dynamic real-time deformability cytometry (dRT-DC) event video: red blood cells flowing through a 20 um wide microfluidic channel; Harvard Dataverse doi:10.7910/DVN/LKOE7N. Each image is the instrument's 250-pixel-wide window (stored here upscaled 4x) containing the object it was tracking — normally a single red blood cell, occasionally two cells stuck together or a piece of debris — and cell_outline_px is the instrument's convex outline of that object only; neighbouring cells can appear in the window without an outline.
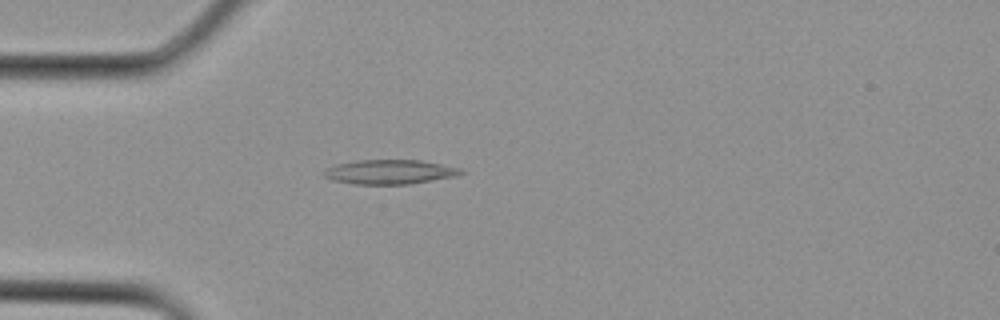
{"species": "Egyptian fruit bat (a non-hibernating species)", "species_latin": "Rousettus aegyptiacus", "temperature_condition": "cold", "stored_images_in_passage": 23, "camera_frame_rate_fps": 3000, "um_per_image_px": 0.085, "animal": {"sex": "female"}, "frame": {"image": 1, "passage_image": 1, "time_ms": 0.0, "image_size_px": [1000, 320], "cell_outline_px": [[464, 172], [456, 176], [408, 184], [356, 184], [332, 180], [324, 176], [324, 172], [328, 168], [336, 164], [356, 160], [420, 160], [460, 168]], "centroid_in_image_um": [33.12, 14.61], "position_along_channel_um": 51.9, "area_um2": 19.25}}
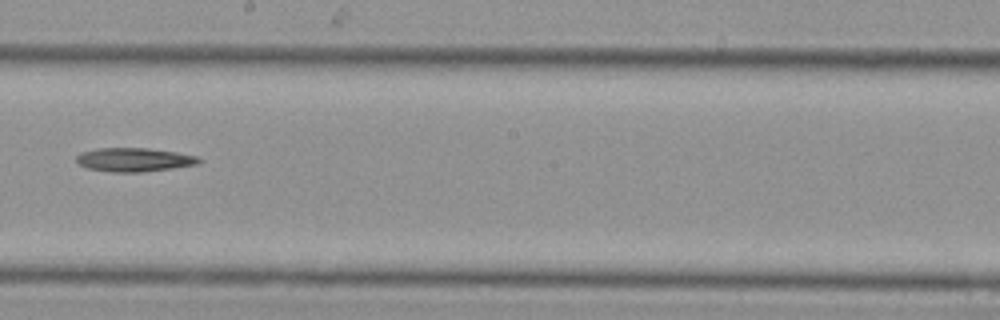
{"frame": {"image": 2, "passage_image": 10, "time_ms": 3.0, "image_size_px": [1000, 320], "cell_outline_px": [[200, 164], [172, 168], [140, 172], [112, 172], [88, 168], [80, 164], [76, 160], [76, 156], [80, 152], [100, 148], [148, 148], [176, 152], [196, 156], [200, 160]], "centroid_in_image_um": [11.39, 13.57], "position_along_channel_um": 236.8, "area_um2": 16.82}}
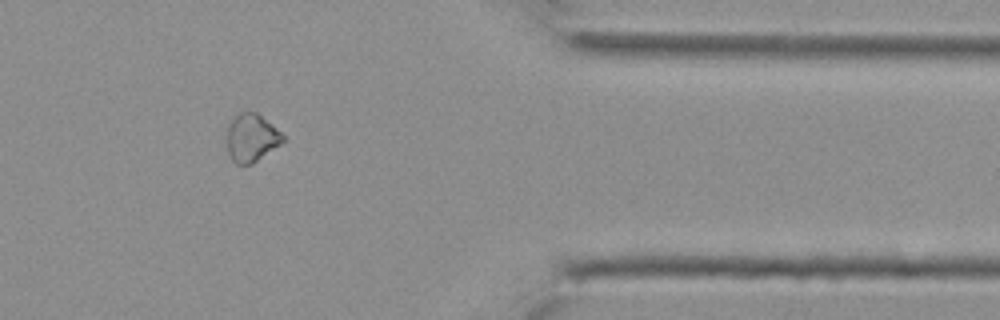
{"frame": {"image": 3, "passage_image": 18, "time_ms": 5.667, "image_size_px": [1000, 320], "cell_outline_px": [[284, 140], [280, 144], [252, 164], [236, 164], [232, 160], [228, 152], [228, 124], [240, 112], [256, 112], [280, 132], [284, 136]], "centroid_in_image_um": [21.36, 11.73], "position_along_channel_um": 390.0, "area_um2": 15.2}}